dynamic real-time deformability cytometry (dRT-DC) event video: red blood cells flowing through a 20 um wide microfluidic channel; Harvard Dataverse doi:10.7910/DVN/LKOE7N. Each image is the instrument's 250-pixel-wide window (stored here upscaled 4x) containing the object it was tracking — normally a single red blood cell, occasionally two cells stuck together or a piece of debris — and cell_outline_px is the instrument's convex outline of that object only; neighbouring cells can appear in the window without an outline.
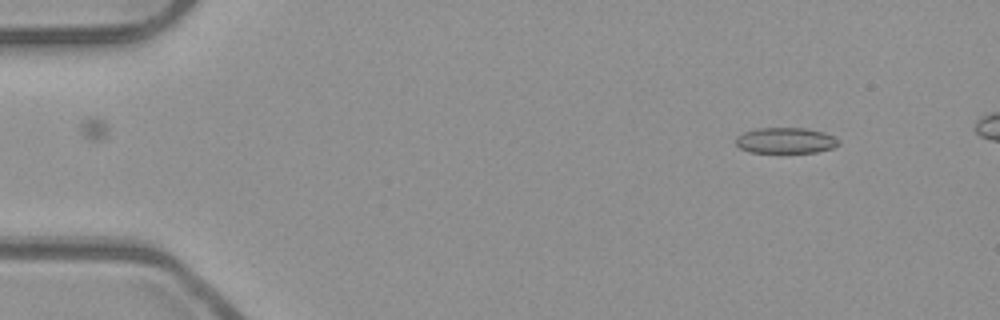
{"species": "common noctule bat (a hibernating species)", "species_latin": "Nyctalus noctula", "temperature_condition": "room temperature", "stored_images_in_passage": 49, "camera_frame_rate_fps": 3000, "um_per_image_px": 0.085, "animal": {"sex": "male", "body_mass_g": 23.1, "forearm_length_mm": 52.7}, "frame": {"image": 1, "passage_image": 5, "time_ms": 1.333, "image_size_px": [1000, 320], "cell_outline_px": [[840, 144], [832, 148], [816, 152], [748, 152], [740, 148], [736, 144], [736, 136], [744, 132], [756, 128], [804, 128], [824, 132], [840, 140]], "centroid_in_image_um": [66.77, 11.94], "position_along_channel_um": 18.2, "area_um2": 15.43}}
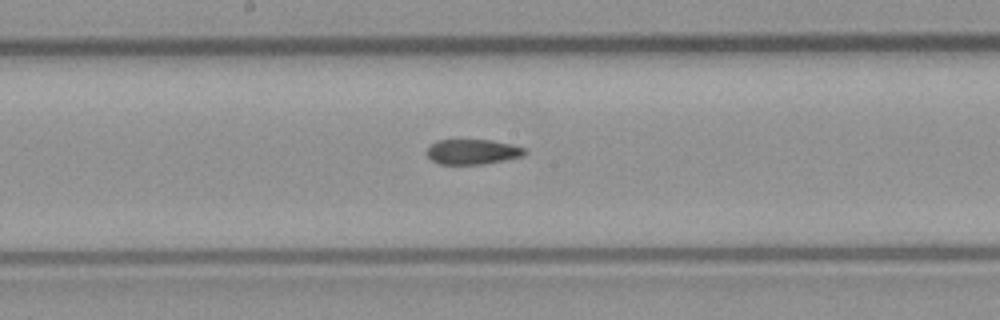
{"frame": {"image": 2, "passage_image": 27, "time_ms": 8.667, "image_size_px": [1000, 320], "cell_outline_px": [[528, 152], [524, 156], [484, 164], [440, 164], [432, 160], [428, 156], [428, 148], [436, 140], [492, 140], [512, 144], [524, 148]], "centroid_in_image_um": [40.21, 12.9], "position_along_channel_um": 208.0, "area_um2": 14.28}}
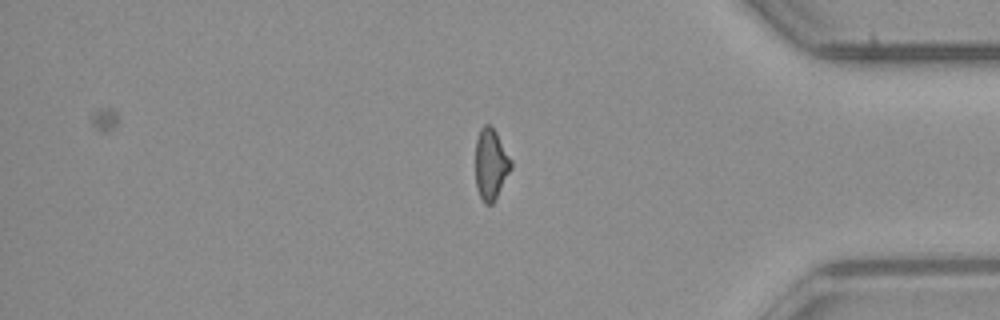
{"frame": {"image": 3, "passage_image": 43, "time_ms": 14.0, "image_size_px": [1000, 320], "cell_outline_px": [[512, 168], [492, 204], [484, 204], [476, 188], [476, 140], [480, 128], [484, 124], [492, 124], [512, 160]], "centroid_in_image_um": [41.72, 13.92], "position_along_channel_um": 393.5, "area_um2": 14.8}}